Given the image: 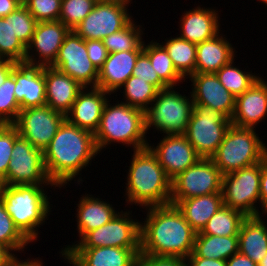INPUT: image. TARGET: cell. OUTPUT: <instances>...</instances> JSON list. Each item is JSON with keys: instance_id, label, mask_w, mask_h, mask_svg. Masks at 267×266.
I'll return each mask as SVG.
<instances>
[{"instance_id": "6da1fadb", "label": "cell", "mask_w": 267, "mask_h": 266, "mask_svg": "<svg viewBox=\"0 0 267 266\" xmlns=\"http://www.w3.org/2000/svg\"><path fill=\"white\" fill-rule=\"evenodd\" d=\"M98 154L94 134L65 119L43 151L47 175L56 189L64 188L67 184L70 186L69 182L73 180L80 185L84 182L81 171L89 164L91 166Z\"/></svg>"}, {"instance_id": "7a4b0ae2", "label": "cell", "mask_w": 267, "mask_h": 266, "mask_svg": "<svg viewBox=\"0 0 267 266\" xmlns=\"http://www.w3.org/2000/svg\"><path fill=\"white\" fill-rule=\"evenodd\" d=\"M140 222V254L186 259L197 232L174 204L145 208Z\"/></svg>"}, {"instance_id": "3957f363", "label": "cell", "mask_w": 267, "mask_h": 266, "mask_svg": "<svg viewBox=\"0 0 267 266\" xmlns=\"http://www.w3.org/2000/svg\"><path fill=\"white\" fill-rule=\"evenodd\" d=\"M127 169L125 201L144 208L170 204L171 179L149 147L132 150Z\"/></svg>"}, {"instance_id": "277c9868", "label": "cell", "mask_w": 267, "mask_h": 266, "mask_svg": "<svg viewBox=\"0 0 267 266\" xmlns=\"http://www.w3.org/2000/svg\"><path fill=\"white\" fill-rule=\"evenodd\" d=\"M45 186V187H44ZM55 185H0V198L18 229L31 241L40 236L38 229L49 219L53 204L46 187ZM38 227V228H37Z\"/></svg>"}, {"instance_id": "5b68a950", "label": "cell", "mask_w": 267, "mask_h": 266, "mask_svg": "<svg viewBox=\"0 0 267 266\" xmlns=\"http://www.w3.org/2000/svg\"><path fill=\"white\" fill-rule=\"evenodd\" d=\"M107 100L99 128L94 134L95 144L99 154L114 143L139 150L148 147L145 130V112L118 101ZM113 104V105H112ZM149 141V142H148Z\"/></svg>"}, {"instance_id": "8992f818", "label": "cell", "mask_w": 267, "mask_h": 266, "mask_svg": "<svg viewBox=\"0 0 267 266\" xmlns=\"http://www.w3.org/2000/svg\"><path fill=\"white\" fill-rule=\"evenodd\" d=\"M267 146L254 128L231 125L215 154L211 157L223 175L261 162Z\"/></svg>"}, {"instance_id": "52a82bcc", "label": "cell", "mask_w": 267, "mask_h": 266, "mask_svg": "<svg viewBox=\"0 0 267 266\" xmlns=\"http://www.w3.org/2000/svg\"><path fill=\"white\" fill-rule=\"evenodd\" d=\"M176 87L159 90L154 101L145 111V130L150 128L163 135H185L193 111L191 94L177 91Z\"/></svg>"}, {"instance_id": "ba28073f", "label": "cell", "mask_w": 267, "mask_h": 266, "mask_svg": "<svg viewBox=\"0 0 267 266\" xmlns=\"http://www.w3.org/2000/svg\"><path fill=\"white\" fill-rule=\"evenodd\" d=\"M230 126L231 119L219 111L194 103L185 136L201 158H211Z\"/></svg>"}, {"instance_id": "9c48e42d", "label": "cell", "mask_w": 267, "mask_h": 266, "mask_svg": "<svg viewBox=\"0 0 267 266\" xmlns=\"http://www.w3.org/2000/svg\"><path fill=\"white\" fill-rule=\"evenodd\" d=\"M260 176L261 162L223 175L224 205L241 211L245 216L261 215Z\"/></svg>"}, {"instance_id": "30bf717a", "label": "cell", "mask_w": 267, "mask_h": 266, "mask_svg": "<svg viewBox=\"0 0 267 266\" xmlns=\"http://www.w3.org/2000/svg\"><path fill=\"white\" fill-rule=\"evenodd\" d=\"M0 185H54L45 169L43 151L19 136L14 141L6 178Z\"/></svg>"}, {"instance_id": "8fae6325", "label": "cell", "mask_w": 267, "mask_h": 266, "mask_svg": "<svg viewBox=\"0 0 267 266\" xmlns=\"http://www.w3.org/2000/svg\"><path fill=\"white\" fill-rule=\"evenodd\" d=\"M223 174L211 158H201L171 180L170 201L222 193Z\"/></svg>"}, {"instance_id": "7c38bea8", "label": "cell", "mask_w": 267, "mask_h": 266, "mask_svg": "<svg viewBox=\"0 0 267 266\" xmlns=\"http://www.w3.org/2000/svg\"><path fill=\"white\" fill-rule=\"evenodd\" d=\"M132 217V210H121L111 221L88 232L72 248L110 246L140 249V221Z\"/></svg>"}, {"instance_id": "4fadbf2b", "label": "cell", "mask_w": 267, "mask_h": 266, "mask_svg": "<svg viewBox=\"0 0 267 266\" xmlns=\"http://www.w3.org/2000/svg\"><path fill=\"white\" fill-rule=\"evenodd\" d=\"M51 67L69 75L83 87H97L99 70L88 57L86 40L74 30L65 36Z\"/></svg>"}, {"instance_id": "5bb4252c", "label": "cell", "mask_w": 267, "mask_h": 266, "mask_svg": "<svg viewBox=\"0 0 267 266\" xmlns=\"http://www.w3.org/2000/svg\"><path fill=\"white\" fill-rule=\"evenodd\" d=\"M64 120V114L44 105L21 110L13 125L19 136L44 151Z\"/></svg>"}, {"instance_id": "9a60e30c", "label": "cell", "mask_w": 267, "mask_h": 266, "mask_svg": "<svg viewBox=\"0 0 267 266\" xmlns=\"http://www.w3.org/2000/svg\"><path fill=\"white\" fill-rule=\"evenodd\" d=\"M132 19L126 5L96 3L94 9L73 30L84 40H102L124 28Z\"/></svg>"}, {"instance_id": "2e32d148", "label": "cell", "mask_w": 267, "mask_h": 266, "mask_svg": "<svg viewBox=\"0 0 267 266\" xmlns=\"http://www.w3.org/2000/svg\"><path fill=\"white\" fill-rule=\"evenodd\" d=\"M69 31L61 21L37 22L32 40L26 47L24 63L40 67L51 66Z\"/></svg>"}, {"instance_id": "e0dca14e", "label": "cell", "mask_w": 267, "mask_h": 266, "mask_svg": "<svg viewBox=\"0 0 267 266\" xmlns=\"http://www.w3.org/2000/svg\"><path fill=\"white\" fill-rule=\"evenodd\" d=\"M151 144L148 147L171 180L201 159L185 135H162L156 146Z\"/></svg>"}, {"instance_id": "ac0fdd59", "label": "cell", "mask_w": 267, "mask_h": 266, "mask_svg": "<svg viewBox=\"0 0 267 266\" xmlns=\"http://www.w3.org/2000/svg\"><path fill=\"white\" fill-rule=\"evenodd\" d=\"M192 100L195 104L211 107L231 119L235 109L234 97L219 81L215 73L190 75Z\"/></svg>"}, {"instance_id": "d6986e66", "label": "cell", "mask_w": 267, "mask_h": 266, "mask_svg": "<svg viewBox=\"0 0 267 266\" xmlns=\"http://www.w3.org/2000/svg\"><path fill=\"white\" fill-rule=\"evenodd\" d=\"M110 93L98 87H84L78 94L65 119L93 134L99 128L104 106Z\"/></svg>"}, {"instance_id": "ffe728a7", "label": "cell", "mask_w": 267, "mask_h": 266, "mask_svg": "<svg viewBox=\"0 0 267 266\" xmlns=\"http://www.w3.org/2000/svg\"><path fill=\"white\" fill-rule=\"evenodd\" d=\"M262 76L243 94L236 97L231 125L255 128L267 117V81Z\"/></svg>"}, {"instance_id": "44dd1931", "label": "cell", "mask_w": 267, "mask_h": 266, "mask_svg": "<svg viewBox=\"0 0 267 266\" xmlns=\"http://www.w3.org/2000/svg\"><path fill=\"white\" fill-rule=\"evenodd\" d=\"M12 75L16 82L14 94L21 110L46 105L44 67L17 63Z\"/></svg>"}, {"instance_id": "7402d4cb", "label": "cell", "mask_w": 267, "mask_h": 266, "mask_svg": "<svg viewBox=\"0 0 267 266\" xmlns=\"http://www.w3.org/2000/svg\"><path fill=\"white\" fill-rule=\"evenodd\" d=\"M200 6L202 5L184 11L178 22L180 34L177 36L195 44L209 40L221 32L219 10Z\"/></svg>"}, {"instance_id": "603a6c76", "label": "cell", "mask_w": 267, "mask_h": 266, "mask_svg": "<svg viewBox=\"0 0 267 266\" xmlns=\"http://www.w3.org/2000/svg\"><path fill=\"white\" fill-rule=\"evenodd\" d=\"M76 210V230L78 241L72 242L73 245H65L62 250L69 251L75 243L77 244L88 232L95 230L111 221L118 213L112 204L105 199L94 197L90 194H82ZM67 246V247H66Z\"/></svg>"}, {"instance_id": "cb8c5ba5", "label": "cell", "mask_w": 267, "mask_h": 266, "mask_svg": "<svg viewBox=\"0 0 267 266\" xmlns=\"http://www.w3.org/2000/svg\"><path fill=\"white\" fill-rule=\"evenodd\" d=\"M46 105L66 115L84 88L69 75L51 66L44 67Z\"/></svg>"}, {"instance_id": "d4e9b609", "label": "cell", "mask_w": 267, "mask_h": 266, "mask_svg": "<svg viewBox=\"0 0 267 266\" xmlns=\"http://www.w3.org/2000/svg\"><path fill=\"white\" fill-rule=\"evenodd\" d=\"M143 51H121L108 53L99 69L97 87L110 94H116L125 81L132 76L138 56Z\"/></svg>"}, {"instance_id": "484cf974", "label": "cell", "mask_w": 267, "mask_h": 266, "mask_svg": "<svg viewBox=\"0 0 267 266\" xmlns=\"http://www.w3.org/2000/svg\"><path fill=\"white\" fill-rule=\"evenodd\" d=\"M83 266H136L140 249L119 247L71 248L68 251Z\"/></svg>"}, {"instance_id": "4316f807", "label": "cell", "mask_w": 267, "mask_h": 266, "mask_svg": "<svg viewBox=\"0 0 267 266\" xmlns=\"http://www.w3.org/2000/svg\"><path fill=\"white\" fill-rule=\"evenodd\" d=\"M237 51L222 33L196 44L195 73H216L235 58Z\"/></svg>"}, {"instance_id": "83f0119b", "label": "cell", "mask_w": 267, "mask_h": 266, "mask_svg": "<svg viewBox=\"0 0 267 266\" xmlns=\"http://www.w3.org/2000/svg\"><path fill=\"white\" fill-rule=\"evenodd\" d=\"M263 217L246 216L238 234V252L257 264L267 253V220Z\"/></svg>"}, {"instance_id": "f1b7e54d", "label": "cell", "mask_w": 267, "mask_h": 266, "mask_svg": "<svg viewBox=\"0 0 267 266\" xmlns=\"http://www.w3.org/2000/svg\"><path fill=\"white\" fill-rule=\"evenodd\" d=\"M170 203L176 205L197 233L202 231L209 219L224 205L222 193L196 196Z\"/></svg>"}, {"instance_id": "f546056e", "label": "cell", "mask_w": 267, "mask_h": 266, "mask_svg": "<svg viewBox=\"0 0 267 266\" xmlns=\"http://www.w3.org/2000/svg\"><path fill=\"white\" fill-rule=\"evenodd\" d=\"M238 253V236L196 234L193 252L188 257L227 260Z\"/></svg>"}, {"instance_id": "4dcf8cb0", "label": "cell", "mask_w": 267, "mask_h": 266, "mask_svg": "<svg viewBox=\"0 0 267 266\" xmlns=\"http://www.w3.org/2000/svg\"><path fill=\"white\" fill-rule=\"evenodd\" d=\"M151 40L149 43L143 41V52L149 57L153 69L159 76V78L168 86L176 87L181 82H187V80L176 70L171 58L168 55L164 46Z\"/></svg>"}, {"instance_id": "1f68e13d", "label": "cell", "mask_w": 267, "mask_h": 266, "mask_svg": "<svg viewBox=\"0 0 267 266\" xmlns=\"http://www.w3.org/2000/svg\"><path fill=\"white\" fill-rule=\"evenodd\" d=\"M170 38V39H169ZM162 41L176 70L185 78L195 73L196 44L178 36L169 37Z\"/></svg>"}, {"instance_id": "d6a6232c", "label": "cell", "mask_w": 267, "mask_h": 266, "mask_svg": "<svg viewBox=\"0 0 267 266\" xmlns=\"http://www.w3.org/2000/svg\"><path fill=\"white\" fill-rule=\"evenodd\" d=\"M145 28L131 20L124 28L102 39L108 53L143 51Z\"/></svg>"}, {"instance_id": "836d02e7", "label": "cell", "mask_w": 267, "mask_h": 266, "mask_svg": "<svg viewBox=\"0 0 267 266\" xmlns=\"http://www.w3.org/2000/svg\"><path fill=\"white\" fill-rule=\"evenodd\" d=\"M245 217L241 211L223 205L197 234L238 236Z\"/></svg>"}, {"instance_id": "e575fe53", "label": "cell", "mask_w": 267, "mask_h": 266, "mask_svg": "<svg viewBox=\"0 0 267 266\" xmlns=\"http://www.w3.org/2000/svg\"><path fill=\"white\" fill-rule=\"evenodd\" d=\"M118 91L123 93L122 100L124 101H121L122 103L145 112L154 101L159 90L147 81L132 75Z\"/></svg>"}, {"instance_id": "d590c367", "label": "cell", "mask_w": 267, "mask_h": 266, "mask_svg": "<svg viewBox=\"0 0 267 266\" xmlns=\"http://www.w3.org/2000/svg\"><path fill=\"white\" fill-rule=\"evenodd\" d=\"M233 58L228 64L222 66L215 74L220 83L234 96L238 97L249 89L260 77L261 74L252 73L251 70H241L235 66ZM251 71V72H250Z\"/></svg>"}, {"instance_id": "8d00e7d4", "label": "cell", "mask_w": 267, "mask_h": 266, "mask_svg": "<svg viewBox=\"0 0 267 266\" xmlns=\"http://www.w3.org/2000/svg\"><path fill=\"white\" fill-rule=\"evenodd\" d=\"M26 52V47L11 29V13L0 17V59L24 63Z\"/></svg>"}, {"instance_id": "74e56055", "label": "cell", "mask_w": 267, "mask_h": 266, "mask_svg": "<svg viewBox=\"0 0 267 266\" xmlns=\"http://www.w3.org/2000/svg\"><path fill=\"white\" fill-rule=\"evenodd\" d=\"M0 243L9 246L14 253L24 252L32 242L18 229L6 211L0 198Z\"/></svg>"}, {"instance_id": "f35d334b", "label": "cell", "mask_w": 267, "mask_h": 266, "mask_svg": "<svg viewBox=\"0 0 267 266\" xmlns=\"http://www.w3.org/2000/svg\"><path fill=\"white\" fill-rule=\"evenodd\" d=\"M95 0H61V21L70 30H73L94 9Z\"/></svg>"}, {"instance_id": "ab89813d", "label": "cell", "mask_w": 267, "mask_h": 266, "mask_svg": "<svg viewBox=\"0 0 267 266\" xmlns=\"http://www.w3.org/2000/svg\"><path fill=\"white\" fill-rule=\"evenodd\" d=\"M15 86L12 74L0 86V124H13L21 111L14 94Z\"/></svg>"}, {"instance_id": "60d3db41", "label": "cell", "mask_w": 267, "mask_h": 266, "mask_svg": "<svg viewBox=\"0 0 267 266\" xmlns=\"http://www.w3.org/2000/svg\"><path fill=\"white\" fill-rule=\"evenodd\" d=\"M36 24V19L23 4L11 13V29L25 47L32 40Z\"/></svg>"}, {"instance_id": "b9f144b4", "label": "cell", "mask_w": 267, "mask_h": 266, "mask_svg": "<svg viewBox=\"0 0 267 266\" xmlns=\"http://www.w3.org/2000/svg\"><path fill=\"white\" fill-rule=\"evenodd\" d=\"M19 137L13 124H0V183L6 178L14 141Z\"/></svg>"}, {"instance_id": "7bdbcfd3", "label": "cell", "mask_w": 267, "mask_h": 266, "mask_svg": "<svg viewBox=\"0 0 267 266\" xmlns=\"http://www.w3.org/2000/svg\"><path fill=\"white\" fill-rule=\"evenodd\" d=\"M37 22L58 21L61 0H22Z\"/></svg>"}, {"instance_id": "ee69618b", "label": "cell", "mask_w": 267, "mask_h": 266, "mask_svg": "<svg viewBox=\"0 0 267 266\" xmlns=\"http://www.w3.org/2000/svg\"><path fill=\"white\" fill-rule=\"evenodd\" d=\"M132 75L154 85L158 90L168 88V86L159 78L153 69L149 57L144 52L138 56Z\"/></svg>"}, {"instance_id": "f6af8a7d", "label": "cell", "mask_w": 267, "mask_h": 266, "mask_svg": "<svg viewBox=\"0 0 267 266\" xmlns=\"http://www.w3.org/2000/svg\"><path fill=\"white\" fill-rule=\"evenodd\" d=\"M136 266H186V260L177 257H158L140 254Z\"/></svg>"}, {"instance_id": "bcb514c9", "label": "cell", "mask_w": 267, "mask_h": 266, "mask_svg": "<svg viewBox=\"0 0 267 266\" xmlns=\"http://www.w3.org/2000/svg\"><path fill=\"white\" fill-rule=\"evenodd\" d=\"M87 54L91 62L99 70L107 59L108 51L102 40H86Z\"/></svg>"}, {"instance_id": "7dc6e473", "label": "cell", "mask_w": 267, "mask_h": 266, "mask_svg": "<svg viewBox=\"0 0 267 266\" xmlns=\"http://www.w3.org/2000/svg\"><path fill=\"white\" fill-rule=\"evenodd\" d=\"M260 206L261 214L267 216V156L261 161Z\"/></svg>"}, {"instance_id": "c3c4849f", "label": "cell", "mask_w": 267, "mask_h": 266, "mask_svg": "<svg viewBox=\"0 0 267 266\" xmlns=\"http://www.w3.org/2000/svg\"><path fill=\"white\" fill-rule=\"evenodd\" d=\"M186 266H226V260L204 257H187Z\"/></svg>"}, {"instance_id": "681fc988", "label": "cell", "mask_w": 267, "mask_h": 266, "mask_svg": "<svg viewBox=\"0 0 267 266\" xmlns=\"http://www.w3.org/2000/svg\"><path fill=\"white\" fill-rule=\"evenodd\" d=\"M226 266H258V264L238 252L226 260Z\"/></svg>"}, {"instance_id": "f907efd6", "label": "cell", "mask_w": 267, "mask_h": 266, "mask_svg": "<svg viewBox=\"0 0 267 266\" xmlns=\"http://www.w3.org/2000/svg\"><path fill=\"white\" fill-rule=\"evenodd\" d=\"M22 5V0H0V17H6Z\"/></svg>"}, {"instance_id": "816d5d0a", "label": "cell", "mask_w": 267, "mask_h": 266, "mask_svg": "<svg viewBox=\"0 0 267 266\" xmlns=\"http://www.w3.org/2000/svg\"><path fill=\"white\" fill-rule=\"evenodd\" d=\"M16 64L17 63L12 60L0 59V86L12 74L13 67Z\"/></svg>"}, {"instance_id": "f5cc1de1", "label": "cell", "mask_w": 267, "mask_h": 266, "mask_svg": "<svg viewBox=\"0 0 267 266\" xmlns=\"http://www.w3.org/2000/svg\"><path fill=\"white\" fill-rule=\"evenodd\" d=\"M16 257V253L9 246L0 243V266L8 265Z\"/></svg>"}, {"instance_id": "db71d44e", "label": "cell", "mask_w": 267, "mask_h": 266, "mask_svg": "<svg viewBox=\"0 0 267 266\" xmlns=\"http://www.w3.org/2000/svg\"><path fill=\"white\" fill-rule=\"evenodd\" d=\"M42 259L37 257V258H28L25 260H21L20 258L17 257L11 261L8 265L6 266H36Z\"/></svg>"}, {"instance_id": "11a10c76", "label": "cell", "mask_w": 267, "mask_h": 266, "mask_svg": "<svg viewBox=\"0 0 267 266\" xmlns=\"http://www.w3.org/2000/svg\"><path fill=\"white\" fill-rule=\"evenodd\" d=\"M59 254L61 255L60 257H62V259H65V263L67 261L70 266H83L68 251L61 249Z\"/></svg>"}, {"instance_id": "9f6ffc18", "label": "cell", "mask_w": 267, "mask_h": 266, "mask_svg": "<svg viewBox=\"0 0 267 266\" xmlns=\"http://www.w3.org/2000/svg\"><path fill=\"white\" fill-rule=\"evenodd\" d=\"M97 3H115L129 6L133 0H95Z\"/></svg>"}, {"instance_id": "6f0895ef", "label": "cell", "mask_w": 267, "mask_h": 266, "mask_svg": "<svg viewBox=\"0 0 267 266\" xmlns=\"http://www.w3.org/2000/svg\"><path fill=\"white\" fill-rule=\"evenodd\" d=\"M258 266H267V253L264 255L263 259L258 263Z\"/></svg>"}, {"instance_id": "680465c9", "label": "cell", "mask_w": 267, "mask_h": 266, "mask_svg": "<svg viewBox=\"0 0 267 266\" xmlns=\"http://www.w3.org/2000/svg\"><path fill=\"white\" fill-rule=\"evenodd\" d=\"M259 3H264L267 6V0H257Z\"/></svg>"}, {"instance_id": "91938a15", "label": "cell", "mask_w": 267, "mask_h": 266, "mask_svg": "<svg viewBox=\"0 0 267 266\" xmlns=\"http://www.w3.org/2000/svg\"><path fill=\"white\" fill-rule=\"evenodd\" d=\"M43 262H42V260L36 265V266H43Z\"/></svg>"}]
</instances>
